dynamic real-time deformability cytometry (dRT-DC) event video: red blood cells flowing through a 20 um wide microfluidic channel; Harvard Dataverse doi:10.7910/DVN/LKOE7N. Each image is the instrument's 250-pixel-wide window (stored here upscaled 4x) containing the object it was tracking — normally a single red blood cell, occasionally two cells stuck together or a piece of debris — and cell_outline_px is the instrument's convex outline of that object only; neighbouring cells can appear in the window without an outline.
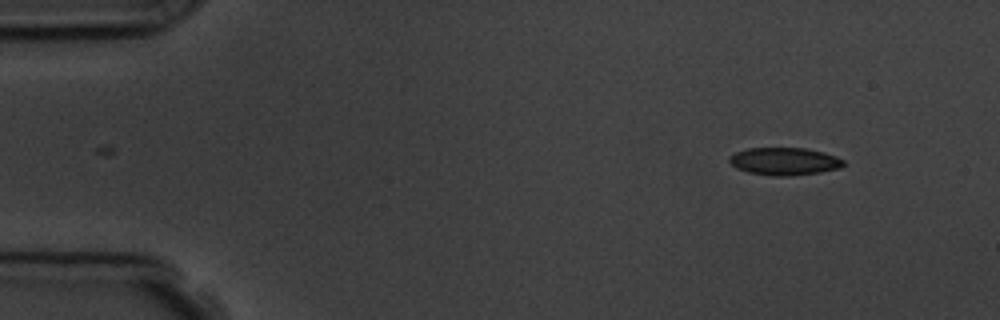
{"species": "common noctule bat (a hibernating species)", "species_latin": "Nyctalus noctula", "temperature_condition": "room temperature", "stored_images_in_passage": 2, "camera_frame_rate_fps": 3000, "um_per_image_px": 0.085, "animal": {"sex": "male", "body_mass_g": 19.5, "forearm_length_mm": 54.6}, "frame": {"image": 1, "passage_image": 2, "time_ms": 1.0, "image_size_px": [1000, 320], "cell_outline_px": [[844, 164], [840, 168], [820, 172], [788, 176], [772, 176], [748, 172], [736, 168], [728, 160], [736, 152], [748, 148], [804, 148], [824, 152], [836, 156], [844, 160]], "centroid_in_image_um": [66.69, 13.71], "position_along_channel_um": 18.3, "area_um2": 18.26}}